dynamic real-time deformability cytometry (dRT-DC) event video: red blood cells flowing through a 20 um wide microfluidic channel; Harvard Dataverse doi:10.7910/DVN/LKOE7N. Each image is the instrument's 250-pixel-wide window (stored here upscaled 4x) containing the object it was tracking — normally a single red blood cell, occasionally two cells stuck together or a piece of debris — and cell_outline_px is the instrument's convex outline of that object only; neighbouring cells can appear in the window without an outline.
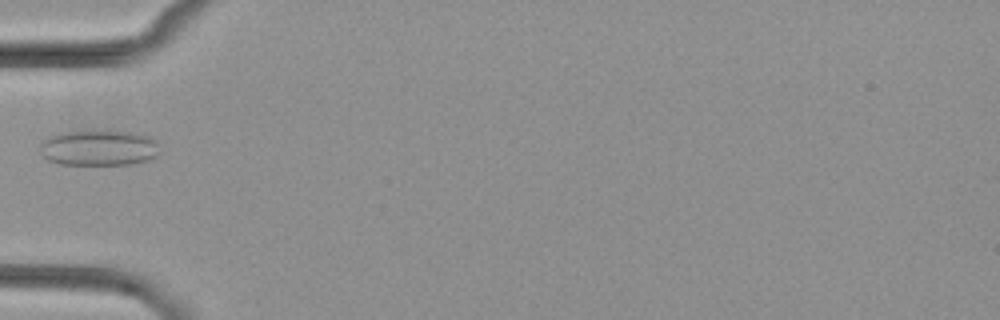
{"species": "common noctule bat (a hibernating species)", "species_latin": "Nyctalus noctula", "temperature_condition": "cold", "stored_images_in_passage": 5, "camera_frame_rate_fps": 3000, "um_per_image_px": 0.085, "animal": {"sex": "female", "body_mass_g": 29.2, "forearm_length_mm": 56.3}, "frame": {"image": 1, "passage_image": 5, "time_ms": 5.333, "image_size_px": [1000, 320], "cell_outline_px": [[160, 152], [156, 156], [148, 160], [128, 164], [60, 164], [48, 160], [40, 152], [40, 140], [48, 136], [60, 132], [108, 128], [148, 136], [156, 144]], "centroid_in_image_um": [8.34, 12.52], "position_along_channel_um": 76.7, "area_um2": 25.43}}